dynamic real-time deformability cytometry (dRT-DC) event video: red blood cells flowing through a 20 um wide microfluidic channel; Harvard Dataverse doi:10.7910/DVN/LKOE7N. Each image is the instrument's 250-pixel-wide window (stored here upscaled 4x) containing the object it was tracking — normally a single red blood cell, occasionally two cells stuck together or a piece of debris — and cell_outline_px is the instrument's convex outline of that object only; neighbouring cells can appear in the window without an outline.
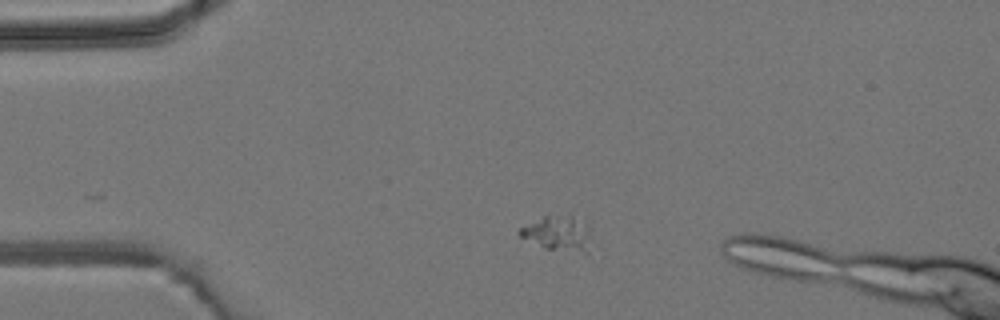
{"species": "common noctule bat (a hibernating species)", "species_latin": "Nyctalus noctula", "temperature_condition": "room temperature", "stored_images_in_passage": 3, "camera_frame_rate_fps": 3000, "um_per_image_px": 0.085, "animal": {"sex": "male", "body_mass_g": 19.2, "forearm_length_mm": 51.8}, "frame": {"image": 1, "passage_image": 1, "time_ms": 0.0, "image_size_px": [1000, 320], "cell_outline_px": [[588, 252], [584, 252], [544, 248], [520, 236], [516, 232], [520, 228], [544, 216], [572, 216], [588, 228]], "centroid_in_image_um": [47.36, 19.85], "position_along_channel_um": 37.6, "area_um2": 13.76}}